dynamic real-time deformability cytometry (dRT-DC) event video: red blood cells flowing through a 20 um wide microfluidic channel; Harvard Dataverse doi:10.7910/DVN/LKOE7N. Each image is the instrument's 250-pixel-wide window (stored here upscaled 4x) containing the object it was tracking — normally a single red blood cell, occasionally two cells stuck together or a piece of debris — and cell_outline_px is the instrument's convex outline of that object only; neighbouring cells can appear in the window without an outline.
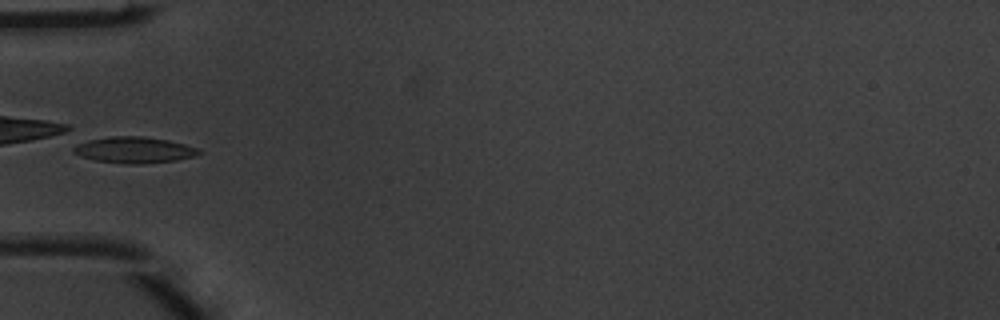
{"species": "common noctule bat (a hibernating species)", "species_latin": "Nyctalus noctula", "temperature_condition": "warm", "stored_images_in_passage": 5, "camera_frame_rate_fps": 3000, "um_per_image_px": 0.085, "animal": {"sex": "male", "body_mass_g": 20.1, "forearm_length_mm": 53.5}, "frame": {"image": 1, "passage_image": 4, "time_ms": 1.0, "image_size_px": [1000, 320], "cell_outline_px": [[204, 152], [196, 156], [176, 160], [144, 164], [124, 164], [96, 160], [80, 156], [72, 152], [72, 148], [88, 140], [112, 136], [144, 136], [168, 140], [184, 144], [196, 148]], "centroid_in_image_um": [11.43, 12.75], "position_along_channel_um": 73.6, "area_um2": 19.13}}